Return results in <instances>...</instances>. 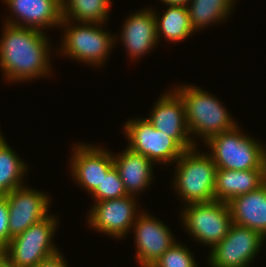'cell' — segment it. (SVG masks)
Returning a JSON list of instances; mask_svg holds the SVG:
<instances>
[{"mask_svg":"<svg viewBox=\"0 0 266 267\" xmlns=\"http://www.w3.org/2000/svg\"><path fill=\"white\" fill-rule=\"evenodd\" d=\"M3 26L0 67L5 80L21 83L51 74V46L46 31L9 24Z\"/></svg>","mask_w":266,"mask_h":267,"instance_id":"cell-1","label":"cell"},{"mask_svg":"<svg viewBox=\"0 0 266 267\" xmlns=\"http://www.w3.org/2000/svg\"><path fill=\"white\" fill-rule=\"evenodd\" d=\"M174 88L184 102L190 136H200L205 143L210 137L237 125L222 102L209 92L189 84Z\"/></svg>","mask_w":266,"mask_h":267,"instance_id":"cell-2","label":"cell"},{"mask_svg":"<svg viewBox=\"0 0 266 267\" xmlns=\"http://www.w3.org/2000/svg\"><path fill=\"white\" fill-rule=\"evenodd\" d=\"M197 150V146L185 150L175 162L172 184L184 205L215 201L217 167L208 152Z\"/></svg>","mask_w":266,"mask_h":267,"instance_id":"cell-3","label":"cell"},{"mask_svg":"<svg viewBox=\"0 0 266 267\" xmlns=\"http://www.w3.org/2000/svg\"><path fill=\"white\" fill-rule=\"evenodd\" d=\"M237 125L230 131L210 137L204 144L217 168L231 170L266 169V146L240 132Z\"/></svg>","mask_w":266,"mask_h":267,"instance_id":"cell-4","label":"cell"},{"mask_svg":"<svg viewBox=\"0 0 266 267\" xmlns=\"http://www.w3.org/2000/svg\"><path fill=\"white\" fill-rule=\"evenodd\" d=\"M71 23L74 24L63 18L61 20L59 27L64 28L65 33L59 52L94 67L105 65V60L118 41L117 37L102 29L103 23L78 22L73 26Z\"/></svg>","mask_w":266,"mask_h":267,"instance_id":"cell-5","label":"cell"},{"mask_svg":"<svg viewBox=\"0 0 266 267\" xmlns=\"http://www.w3.org/2000/svg\"><path fill=\"white\" fill-rule=\"evenodd\" d=\"M55 217L50 214L10 240L1 253L13 267H36L42 260L59 252L52 242L58 228Z\"/></svg>","mask_w":266,"mask_h":267,"instance_id":"cell-6","label":"cell"},{"mask_svg":"<svg viewBox=\"0 0 266 267\" xmlns=\"http://www.w3.org/2000/svg\"><path fill=\"white\" fill-rule=\"evenodd\" d=\"M184 206L181 220L195 241L213 248L227 235L232 225L228 203L215 200Z\"/></svg>","mask_w":266,"mask_h":267,"instance_id":"cell-7","label":"cell"},{"mask_svg":"<svg viewBox=\"0 0 266 267\" xmlns=\"http://www.w3.org/2000/svg\"><path fill=\"white\" fill-rule=\"evenodd\" d=\"M123 128L128 139L127 147L153 163H174L185 151L172 137L157 130L147 118L130 119Z\"/></svg>","mask_w":266,"mask_h":267,"instance_id":"cell-8","label":"cell"},{"mask_svg":"<svg viewBox=\"0 0 266 267\" xmlns=\"http://www.w3.org/2000/svg\"><path fill=\"white\" fill-rule=\"evenodd\" d=\"M265 238L257 231L232 223L227 235L209 253L211 267H248Z\"/></svg>","mask_w":266,"mask_h":267,"instance_id":"cell-9","label":"cell"},{"mask_svg":"<svg viewBox=\"0 0 266 267\" xmlns=\"http://www.w3.org/2000/svg\"><path fill=\"white\" fill-rule=\"evenodd\" d=\"M137 196L127 195L118 199L95 201L88 215V223L92 229L123 238L133 227L137 216L141 213L137 208Z\"/></svg>","mask_w":266,"mask_h":267,"instance_id":"cell-10","label":"cell"},{"mask_svg":"<svg viewBox=\"0 0 266 267\" xmlns=\"http://www.w3.org/2000/svg\"><path fill=\"white\" fill-rule=\"evenodd\" d=\"M4 196L9 210V242L50 215V197L40 190L23 185Z\"/></svg>","mask_w":266,"mask_h":267,"instance_id":"cell-11","label":"cell"},{"mask_svg":"<svg viewBox=\"0 0 266 267\" xmlns=\"http://www.w3.org/2000/svg\"><path fill=\"white\" fill-rule=\"evenodd\" d=\"M150 215L142 210L132 228L135 231L136 261L140 267H151L176 243L169 226Z\"/></svg>","mask_w":266,"mask_h":267,"instance_id":"cell-12","label":"cell"},{"mask_svg":"<svg viewBox=\"0 0 266 267\" xmlns=\"http://www.w3.org/2000/svg\"><path fill=\"white\" fill-rule=\"evenodd\" d=\"M166 92L156 101L147 119L157 130L172 137L184 150L194 148L197 140L195 142V137L192 139L189 134L184 102L174 89Z\"/></svg>","mask_w":266,"mask_h":267,"instance_id":"cell-13","label":"cell"},{"mask_svg":"<svg viewBox=\"0 0 266 267\" xmlns=\"http://www.w3.org/2000/svg\"><path fill=\"white\" fill-rule=\"evenodd\" d=\"M70 159L72 177L91 194L101 185L104 175L114 166L113 153L99 146L77 144ZM72 160V161H71Z\"/></svg>","mask_w":266,"mask_h":267,"instance_id":"cell-14","label":"cell"},{"mask_svg":"<svg viewBox=\"0 0 266 267\" xmlns=\"http://www.w3.org/2000/svg\"><path fill=\"white\" fill-rule=\"evenodd\" d=\"M8 5L13 18H5V24L35 28L40 31L59 27L62 20L61 0H2ZM16 17V20H15ZM22 21V22H21ZM24 23V24H23Z\"/></svg>","mask_w":266,"mask_h":267,"instance_id":"cell-15","label":"cell"},{"mask_svg":"<svg viewBox=\"0 0 266 267\" xmlns=\"http://www.w3.org/2000/svg\"><path fill=\"white\" fill-rule=\"evenodd\" d=\"M123 23L121 41L127 49V54L132 59H140L141 56L153 50L158 42L156 18L152 8L136 11Z\"/></svg>","mask_w":266,"mask_h":267,"instance_id":"cell-16","label":"cell"},{"mask_svg":"<svg viewBox=\"0 0 266 267\" xmlns=\"http://www.w3.org/2000/svg\"><path fill=\"white\" fill-rule=\"evenodd\" d=\"M113 162L128 195L138 196L151 185L154 163L146 156L126 147L119 155L113 154Z\"/></svg>","mask_w":266,"mask_h":267,"instance_id":"cell-17","label":"cell"},{"mask_svg":"<svg viewBox=\"0 0 266 267\" xmlns=\"http://www.w3.org/2000/svg\"><path fill=\"white\" fill-rule=\"evenodd\" d=\"M266 183V169L231 170L217 168L215 200L228 203L233 198L255 191Z\"/></svg>","mask_w":266,"mask_h":267,"instance_id":"cell-18","label":"cell"},{"mask_svg":"<svg viewBox=\"0 0 266 267\" xmlns=\"http://www.w3.org/2000/svg\"><path fill=\"white\" fill-rule=\"evenodd\" d=\"M232 223L259 232L266 239V183L228 202Z\"/></svg>","mask_w":266,"mask_h":267,"instance_id":"cell-19","label":"cell"},{"mask_svg":"<svg viewBox=\"0 0 266 267\" xmlns=\"http://www.w3.org/2000/svg\"><path fill=\"white\" fill-rule=\"evenodd\" d=\"M167 10L161 16L154 11L156 18L157 39L161 35L169 42H181L194 34L186 6H167ZM160 17V18H159Z\"/></svg>","mask_w":266,"mask_h":267,"instance_id":"cell-20","label":"cell"},{"mask_svg":"<svg viewBox=\"0 0 266 267\" xmlns=\"http://www.w3.org/2000/svg\"><path fill=\"white\" fill-rule=\"evenodd\" d=\"M235 0H191L186 6L190 18L191 27L197 32L211 23L226 21Z\"/></svg>","mask_w":266,"mask_h":267,"instance_id":"cell-21","label":"cell"},{"mask_svg":"<svg viewBox=\"0 0 266 267\" xmlns=\"http://www.w3.org/2000/svg\"><path fill=\"white\" fill-rule=\"evenodd\" d=\"M110 0H61L64 20L71 22L105 23L111 7Z\"/></svg>","mask_w":266,"mask_h":267,"instance_id":"cell-22","label":"cell"},{"mask_svg":"<svg viewBox=\"0 0 266 267\" xmlns=\"http://www.w3.org/2000/svg\"><path fill=\"white\" fill-rule=\"evenodd\" d=\"M28 168L0 132V195H5L23 186L22 178Z\"/></svg>","mask_w":266,"mask_h":267,"instance_id":"cell-23","label":"cell"},{"mask_svg":"<svg viewBox=\"0 0 266 267\" xmlns=\"http://www.w3.org/2000/svg\"><path fill=\"white\" fill-rule=\"evenodd\" d=\"M90 195L95 201L118 199L128 195L115 166L104 175L101 185H98Z\"/></svg>","mask_w":266,"mask_h":267,"instance_id":"cell-24","label":"cell"},{"mask_svg":"<svg viewBox=\"0 0 266 267\" xmlns=\"http://www.w3.org/2000/svg\"><path fill=\"white\" fill-rule=\"evenodd\" d=\"M187 246L174 243L151 267H199Z\"/></svg>","mask_w":266,"mask_h":267,"instance_id":"cell-25","label":"cell"},{"mask_svg":"<svg viewBox=\"0 0 266 267\" xmlns=\"http://www.w3.org/2000/svg\"><path fill=\"white\" fill-rule=\"evenodd\" d=\"M9 243V210L6 197L0 195V252Z\"/></svg>","mask_w":266,"mask_h":267,"instance_id":"cell-26","label":"cell"},{"mask_svg":"<svg viewBox=\"0 0 266 267\" xmlns=\"http://www.w3.org/2000/svg\"><path fill=\"white\" fill-rule=\"evenodd\" d=\"M62 255L59 251L55 255L42 260L36 267H69L64 258L65 256Z\"/></svg>","mask_w":266,"mask_h":267,"instance_id":"cell-27","label":"cell"},{"mask_svg":"<svg viewBox=\"0 0 266 267\" xmlns=\"http://www.w3.org/2000/svg\"><path fill=\"white\" fill-rule=\"evenodd\" d=\"M166 6H187L191 0H160Z\"/></svg>","mask_w":266,"mask_h":267,"instance_id":"cell-28","label":"cell"},{"mask_svg":"<svg viewBox=\"0 0 266 267\" xmlns=\"http://www.w3.org/2000/svg\"><path fill=\"white\" fill-rule=\"evenodd\" d=\"M0 267H13L8 259L0 252Z\"/></svg>","mask_w":266,"mask_h":267,"instance_id":"cell-29","label":"cell"}]
</instances>
